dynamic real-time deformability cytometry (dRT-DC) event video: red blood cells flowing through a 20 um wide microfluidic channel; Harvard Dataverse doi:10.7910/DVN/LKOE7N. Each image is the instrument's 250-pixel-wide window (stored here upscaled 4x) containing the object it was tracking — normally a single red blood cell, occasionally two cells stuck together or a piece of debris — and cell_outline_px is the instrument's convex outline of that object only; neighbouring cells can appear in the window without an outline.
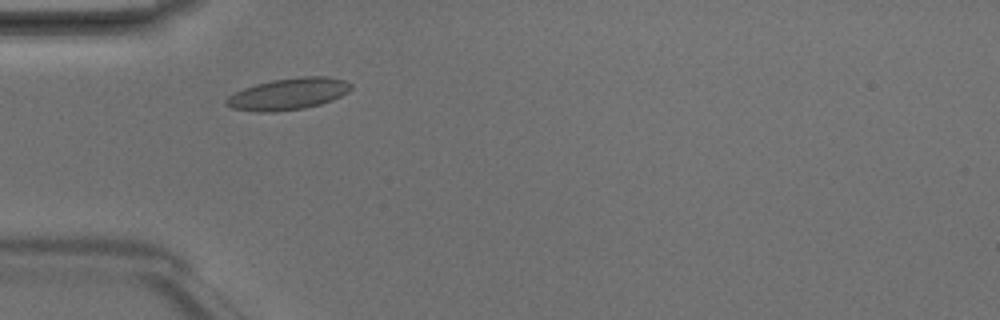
{"species": "Egyptian fruit bat (a non-hibernating species)", "species_latin": "Rousettus aegyptiacus", "temperature_condition": "room temperature", "stored_images_in_passage": 3, "camera_frame_rate_fps": 3000, "um_per_image_px": 0.085, "animal": {"sex": "male"}, "frame": {"image": 1, "passage_image": 2, "time_ms": 0.333, "image_size_px": [1000, 320], "cell_outline_px": [[352, 88], [348, 92], [332, 100], [320, 104], [304, 108], [272, 112], [256, 112], [232, 108], [224, 104], [224, 100], [228, 96], [244, 88], [256, 84], [276, 80], [300, 76], [328, 76], [344, 80], [352, 84]], "centroid_in_image_um": [24.5, 7.99], "position_along_channel_um": 60.5, "area_um2": 22.95}}